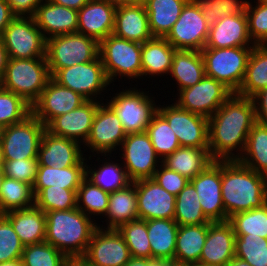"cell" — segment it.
Wrapping results in <instances>:
<instances>
[{"instance_id": "obj_1", "label": "cell", "mask_w": 267, "mask_h": 266, "mask_svg": "<svg viewBox=\"0 0 267 266\" xmlns=\"http://www.w3.org/2000/svg\"><path fill=\"white\" fill-rule=\"evenodd\" d=\"M208 122L211 157L214 160H238L256 123L254 103L251 98L233 93Z\"/></svg>"}, {"instance_id": "obj_2", "label": "cell", "mask_w": 267, "mask_h": 266, "mask_svg": "<svg viewBox=\"0 0 267 266\" xmlns=\"http://www.w3.org/2000/svg\"><path fill=\"white\" fill-rule=\"evenodd\" d=\"M221 192L227 221L234 214L267 203V176L238 160H221Z\"/></svg>"}, {"instance_id": "obj_3", "label": "cell", "mask_w": 267, "mask_h": 266, "mask_svg": "<svg viewBox=\"0 0 267 266\" xmlns=\"http://www.w3.org/2000/svg\"><path fill=\"white\" fill-rule=\"evenodd\" d=\"M45 215V242L66 257H83L98 227L97 220L91 219L78 208L49 211Z\"/></svg>"}, {"instance_id": "obj_4", "label": "cell", "mask_w": 267, "mask_h": 266, "mask_svg": "<svg viewBox=\"0 0 267 266\" xmlns=\"http://www.w3.org/2000/svg\"><path fill=\"white\" fill-rule=\"evenodd\" d=\"M50 78L46 58H8L0 86L21 96L32 106Z\"/></svg>"}, {"instance_id": "obj_5", "label": "cell", "mask_w": 267, "mask_h": 266, "mask_svg": "<svg viewBox=\"0 0 267 266\" xmlns=\"http://www.w3.org/2000/svg\"><path fill=\"white\" fill-rule=\"evenodd\" d=\"M142 44L110 34L99 42V57L110 83L124 77L140 79ZM135 78V79H134ZM115 80V81H114Z\"/></svg>"}, {"instance_id": "obj_6", "label": "cell", "mask_w": 267, "mask_h": 266, "mask_svg": "<svg viewBox=\"0 0 267 266\" xmlns=\"http://www.w3.org/2000/svg\"><path fill=\"white\" fill-rule=\"evenodd\" d=\"M99 57V42L81 33L46 39V60L50 76L57 70L88 63Z\"/></svg>"}, {"instance_id": "obj_7", "label": "cell", "mask_w": 267, "mask_h": 266, "mask_svg": "<svg viewBox=\"0 0 267 266\" xmlns=\"http://www.w3.org/2000/svg\"><path fill=\"white\" fill-rule=\"evenodd\" d=\"M252 49L253 47L203 48L201 54L205 75L236 93L243 82Z\"/></svg>"}, {"instance_id": "obj_8", "label": "cell", "mask_w": 267, "mask_h": 266, "mask_svg": "<svg viewBox=\"0 0 267 266\" xmlns=\"http://www.w3.org/2000/svg\"><path fill=\"white\" fill-rule=\"evenodd\" d=\"M46 126L32 113L23 121L0 129L3 160L37 159Z\"/></svg>"}, {"instance_id": "obj_9", "label": "cell", "mask_w": 267, "mask_h": 266, "mask_svg": "<svg viewBox=\"0 0 267 266\" xmlns=\"http://www.w3.org/2000/svg\"><path fill=\"white\" fill-rule=\"evenodd\" d=\"M149 91L137 88L123 89L109 99L107 104L115 111L126 134L144 132L153 116L158 112V105Z\"/></svg>"}, {"instance_id": "obj_10", "label": "cell", "mask_w": 267, "mask_h": 266, "mask_svg": "<svg viewBox=\"0 0 267 266\" xmlns=\"http://www.w3.org/2000/svg\"><path fill=\"white\" fill-rule=\"evenodd\" d=\"M8 58H46V38L33 17L16 16L1 36Z\"/></svg>"}, {"instance_id": "obj_11", "label": "cell", "mask_w": 267, "mask_h": 266, "mask_svg": "<svg viewBox=\"0 0 267 266\" xmlns=\"http://www.w3.org/2000/svg\"><path fill=\"white\" fill-rule=\"evenodd\" d=\"M51 78L59 85L79 93L86 100L96 101L111 84L100 57L82 64L57 70ZM98 97V98H97ZM97 98V99H96Z\"/></svg>"}, {"instance_id": "obj_12", "label": "cell", "mask_w": 267, "mask_h": 266, "mask_svg": "<svg viewBox=\"0 0 267 266\" xmlns=\"http://www.w3.org/2000/svg\"><path fill=\"white\" fill-rule=\"evenodd\" d=\"M118 148L122 150V165L131 182L153 178L162 163L146 131L127 134Z\"/></svg>"}, {"instance_id": "obj_13", "label": "cell", "mask_w": 267, "mask_h": 266, "mask_svg": "<svg viewBox=\"0 0 267 266\" xmlns=\"http://www.w3.org/2000/svg\"><path fill=\"white\" fill-rule=\"evenodd\" d=\"M162 106H158V112L169 123L181 147L209 148L208 118L180 108L175 101Z\"/></svg>"}, {"instance_id": "obj_14", "label": "cell", "mask_w": 267, "mask_h": 266, "mask_svg": "<svg viewBox=\"0 0 267 266\" xmlns=\"http://www.w3.org/2000/svg\"><path fill=\"white\" fill-rule=\"evenodd\" d=\"M209 26L199 6L189 0L181 15L164 37L175 49L201 51L207 42Z\"/></svg>"}, {"instance_id": "obj_15", "label": "cell", "mask_w": 267, "mask_h": 266, "mask_svg": "<svg viewBox=\"0 0 267 266\" xmlns=\"http://www.w3.org/2000/svg\"><path fill=\"white\" fill-rule=\"evenodd\" d=\"M176 104L194 114L210 118L233 94L224 84L214 78H204L194 86L178 92Z\"/></svg>"}, {"instance_id": "obj_16", "label": "cell", "mask_w": 267, "mask_h": 266, "mask_svg": "<svg viewBox=\"0 0 267 266\" xmlns=\"http://www.w3.org/2000/svg\"><path fill=\"white\" fill-rule=\"evenodd\" d=\"M102 227L99 224L94 231L83 258L90 266H125L131 255L123 236Z\"/></svg>"}, {"instance_id": "obj_17", "label": "cell", "mask_w": 267, "mask_h": 266, "mask_svg": "<svg viewBox=\"0 0 267 266\" xmlns=\"http://www.w3.org/2000/svg\"><path fill=\"white\" fill-rule=\"evenodd\" d=\"M122 123L115 111L107 104L101 103L95 113L90 135L85 146L96 154L110 156L112 151L117 150L126 138Z\"/></svg>"}, {"instance_id": "obj_18", "label": "cell", "mask_w": 267, "mask_h": 266, "mask_svg": "<svg viewBox=\"0 0 267 266\" xmlns=\"http://www.w3.org/2000/svg\"><path fill=\"white\" fill-rule=\"evenodd\" d=\"M85 101L79 93L50 78L39 98L32 104L31 113L47 126L57 116L74 110Z\"/></svg>"}, {"instance_id": "obj_19", "label": "cell", "mask_w": 267, "mask_h": 266, "mask_svg": "<svg viewBox=\"0 0 267 266\" xmlns=\"http://www.w3.org/2000/svg\"><path fill=\"white\" fill-rule=\"evenodd\" d=\"M190 181L195 187L206 218L210 222L226 221L221 192V160H215Z\"/></svg>"}, {"instance_id": "obj_20", "label": "cell", "mask_w": 267, "mask_h": 266, "mask_svg": "<svg viewBox=\"0 0 267 266\" xmlns=\"http://www.w3.org/2000/svg\"><path fill=\"white\" fill-rule=\"evenodd\" d=\"M141 220L174 219L176 196L152 178L134 181Z\"/></svg>"}, {"instance_id": "obj_21", "label": "cell", "mask_w": 267, "mask_h": 266, "mask_svg": "<svg viewBox=\"0 0 267 266\" xmlns=\"http://www.w3.org/2000/svg\"><path fill=\"white\" fill-rule=\"evenodd\" d=\"M100 101L86 100L74 110L57 116L47 126L46 130L52 135L65 137L85 144L88 139L95 113Z\"/></svg>"}, {"instance_id": "obj_22", "label": "cell", "mask_w": 267, "mask_h": 266, "mask_svg": "<svg viewBox=\"0 0 267 266\" xmlns=\"http://www.w3.org/2000/svg\"><path fill=\"white\" fill-rule=\"evenodd\" d=\"M81 145L75 140L55 136L45 130L38 151V165L56 169L87 165L88 159L84 157Z\"/></svg>"}, {"instance_id": "obj_23", "label": "cell", "mask_w": 267, "mask_h": 266, "mask_svg": "<svg viewBox=\"0 0 267 266\" xmlns=\"http://www.w3.org/2000/svg\"><path fill=\"white\" fill-rule=\"evenodd\" d=\"M235 233L232 224L210 222L199 265L226 266L235 257Z\"/></svg>"}, {"instance_id": "obj_24", "label": "cell", "mask_w": 267, "mask_h": 266, "mask_svg": "<svg viewBox=\"0 0 267 266\" xmlns=\"http://www.w3.org/2000/svg\"><path fill=\"white\" fill-rule=\"evenodd\" d=\"M116 7L110 0H89L78 11L77 32L98 42L107 38L114 30Z\"/></svg>"}, {"instance_id": "obj_25", "label": "cell", "mask_w": 267, "mask_h": 266, "mask_svg": "<svg viewBox=\"0 0 267 266\" xmlns=\"http://www.w3.org/2000/svg\"><path fill=\"white\" fill-rule=\"evenodd\" d=\"M248 32L245 11L241 14L225 16L209 27V35L204 48L254 47Z\"/></svg>"}, {"instance_id": "obj_26", "label": "cell", "mask_w": 267, "mask_h": 266, "mask_svg": "<svg viewBox=\"0 0 267 266\" xmlns=\"http://www.w3.org/2000/svg\"><path fill=\"white\" fill-rule=\"evenodd\" d=\"M37 27L46 39L76 33L78 11L43 0L33 16Z\"/></svg>"}, {"instance_id": "obj_27", "label": "cell", "mask_w": 267, "mask_h": 266, "mask_svg": "<svg viewBox=\"0 0 267 266\" xmlns=\"http://www.w3.org/2000/svg\"><path fill=\"white\" fill-rule=\"evenodd\" d=\"M112 34L141 44L151 39L153 35L144 5L117 6Z\"/></svg>"}, {"instance_id": "obj_28", "label": "cell", "mask_w": 267, "mask_h": 266, "mask_svg": "<svg viewBox=\"0 0 267 266\" xmlns=\"http://www.w3.org/2000/svg\"><path fill=\"white\" fill-rule=\"evenodd\" d=\"M24 246L45 242L46 215L35 205L3 214Z\"/></svg>"}, {"instance_id": "obj_29", "label": "cell", "mask_w": 267, "mask_h": 266, "mask_svg": "<svg viewBox=\"0 0 267 266\" xmlns=\"http://www.w3.org/2000/svg\"><path fill=\"white\" fill-rule=\"evenodd\" d=\"M107 217V228L118 230L122 225L139 219L136 185L131 182L126 187L110 193ZM109 219V220H108Z\"/></svg>"}, {"instance_id": "obj_30", "label": "cell", "mask_w": 267, "mask_h": 266, "mask_svg": "<svg viewBox=\"0 0 267 266\" xmlns=\"http://www.w3.org/2000/svg\"><path fill=\"white\" fill-rule=\"evenodd\" d=\"M175 48L164 37H152L142 44V76L151 77L169 74Z\"/></svg>"}, {"instance_id": "obj_31", "label": "cell", "mask_w": 267, "mask_h": 266, "mask_svg": "<svg viewBox=\"0 0 267 266\" xmlns=\"http://www.w3.org/2000/svg\"><path fill=\"white\" fill-rule=\"evenodd\" d=\"M208 233V224L178 226L174 260L179 266L199 264Z\"/></svg>"}, {"instance_id": "obj_32", "label": "cell", "mask_w": 267, "mask_h": 266, "mask_svg": "<svg viewBox=\"0 0 267 266\" xmlns=\"http://www.w3.org/2000/svg\"><path fill=\"white\" fill-rule=\"evenodd\" d=\"M175 78L178 92L194 86L205 76V65L201 51L176 49L169 72Z\"/></svg>"}, {"instance_id": "obj_33", "label": "cell", "mask_w": 267, "mask_h": 266, "mask_svg": "<svg viewBox=\"0 0 267 266\" xmlns=\"http://www.w3.org/2000/svg\"><path fill=\"white\" fill-rule=\"evenodd\" d=\"M215 160L211 157L209 148L179 147L168 155L162 163L189 180L203 172Z\"/></svg>"}, {"instance_id": "obj_34", "label": "cell", "mask_w": 267, "mask_h": 266, "mask_svg": "<svg viewBox=\"0 0 267 266\" xmlns=\"http://www.w3.org/2000/svg\"><path fill=\"white\" fill-rule=\"evenodd\" d=\"M151 259H174L178 224L174 219L146 220Z\"/></svg>"}, {"instance_id": "obj_35", "label": "cell", "mask_w": 267, "mask_h": 266, "mask_svg": "<svg viewBox=\"0 0 267 266\" xmlns=\"http://www.w3.org/2000/svg\"><path fill=\"white\" fill-rule=\"evenodd\" d=\"M85 177L86 165H74L63 169L38 165L37 177L33 185L34 196L43 188L50 186L78 190Z\"/></svg>"}, {"instance_id": "obj_36", "label": "cell", "mask_w": 267, "mask_h": 266, "mask_svg": "<svg viewBox=\"0 0 267 266\" xmlns=\"http://www.w3.org/2000/svg\"><path fill=\"white\" fill-rule=\"evenodd\" d=\"M189 0H147L144 4L153 37H165Z\"/></svg>"}, {"instance_id": "obj_37", "label": "cell", "mask_w": 267, "mask_h": 266, "mask_svg": "<svg viewBox=\"0 0 267 266\" xmlns=\"http://www.w3.org/2000/svg\"><path fill=\"white\" fill-rule=\"evenodd\" d=\"M264 88H267V45H255L247 61L243 82L235 94L251 98Z\"/></svg>"}, {"instance_id": "obj_38", "label": "cell", "mask_w": 267, "mask_h": 266, "mask_svg": "<svg viewBox=\"0 0 267 266\" xmlns=\"http://www.w3.org/2000/svg\"><path fill=\"white\" fill-rule=\"evenodd\" d=\"M238 161L267 176V125L256 122L248 134L245 150Z\"/></svg>"}, {"instance_id": "obj_39", "label": "cell", "mask_w": 267, "mask_h": 266, "mask_svg": "<svg viewBox=\"0 0 267 266\" xmlns=\"http://www.w3.org/2000/svg\"><path fill=\"white\" fill-rule=\"evenodd\" d=\"M101 156H103V158L106 157L107 159L105 158L102 161L101 166L99 165L97 169L95 167L93 168L92 165L91 167L86 165V177L90 181L109 193L123 189L131 183L126 174L125 168L123 165L121 166L122 163H115L112 160L110 162L108 154Z\"/></svg>"}, {"instance_id": "obj_40", "label": "cell", "mask_w": 267, "mask_h": 266, "mask_svg": "<svg viewBox=\"0 0 267 266\" xmlns=\"http://www.w3.org/2000/svg\"><path fill=\"white\" fill-rule=\"evenodd\" d=\"M174 220L179 226L209 224L191 181L176 196Z\"/></svg>"}, {"instance_id": "obj_41", "label": "cell", "mask_w": 267, "mask_h": 266, "mask_svg": "<svg viewBox=\"0 0 267 266\" xmlns=\"http://www.w3.org/2000/svg\"><path fill=\"white\" fill-rule=\"evenodd\" d=\"M35 205L33 186L4 177L0 193V214Z\"/></svg>"}, {"instance_id": "obj_42", "label": "cell", "mask_w": 267, "mask_h": 266, "mask_svg": "<svg viewBox=\"0 0 267 266\" xmlns=\"http://www.w3.org/2000/svg\"><path fill=\"white\" fill-rule=\"evenodd\" d=\"M109 196V192L104 191L85 177L76 193L77 208L90 218L92 215L105 216L108 210Z\"/></svg>"}, {"instance_id": "obj_43", "label": "cell", "mask_w": 267, "mask_h": 266, "mask_svg": "<svg viewBox=\"0 0 267 266\" xmlns=\"http://www.w3.org/2000/svg\"><path fill=\"white\" fill-rule=\"evenodd\" d=\"M146 132L150 137L157 156L161 160H164L168 155H171L181 147L169 123L159 112L153 116Z\"/></svg>"}, {"instance_id": "obj_44", "label": "cell", "mask_w": 267, "mask_h": 266, "mask_svg": "<svg viewBox=\"0 0 267 266\" xmlns=\"http://www.w3.org/2000/svg\"><path fill=\"white\" fill-rule=\"evenodd\" d=\"M228 221L235 235L260 236L267 239V203L262 207L232 215Z\"/></svg>"}, {"instance_id": "obj_45", "label": "cell", "mask_w": 267, "mask_h": 266, "mask_svg": "<svg viewBox=\"0 0 267 266\" xmlns=\"http://www.w3.org/2000/svg\"><path fill=\"white\" fill-rule=\"evenodd\" d=\"M118 231L123 236L131 257L151 259L146 220L130 221L122 225Z\"/></svg>"}, {"instance_id": "obj_46", "label": "cell", "mask_w": 267, "mask_h": 266, "mask_svg": "<svg viewBox=\"0 0 267 266\" xmlns=\"http://www.w3.org/2000/svg\"><path fill=\"white\" fill-rule=\"evenodd\" d=\"M31 114V105L0 86V129L19 123Z\"/></svg>"}, {"instance_id": "obj_47", "label": "cell", "mask_w": 267, "mask_h": 266, "mask_svg": "<svg viewBox=\"0 0 267 266\" xmlns=\"http://www.w3.org/2000/svg\"><path fill=\"white\" fill-rule=\"evenodd\" d=\"M77 190L50 186L43 188L35 196V206L44 213L56 210H70L77 208Z\"/></svg>"}, {"instance_id": "obj_48", "label": "cell", "mask_w": 267, "mask_h": 266, "mask_svg": "<svg viewBox=\"0 0 267 266\" xmlns=\"http://www.w3.org/2000/svg\"><path fill=\"white\" fill-rule=\"evenodd\" d=\"M235 256L251 266H267V239L260 236L235 235Z\"/></svg>"}, {"instance_id": "obj_49", "label": "cell", "mask_w": 267, "mask_h": 266, "mask_svg": "<svg viewBox=\"0 0 267 266\" xmlns=\"http://www.w3.org/2000/svg\"><path fill=\"white\" fill-rule=\"evenodd\" d=\"M67 257L47 242L24 246L23 266H62Z\"/></svg>"}, {"instance_id": "obj_50", "label": "cell", "mask_w": 267, "mask_h": 266, "mask_svg": "<svg viewBox=\"0 0 267 266\" xmlns=\"http://www.w3.org/2000/svg\"><path fill=\"white\" fill-rule=\"evenodd\" d=\"M199 6L209 27L225 16L241 14L245 11L247 0H194Z\"/></svg>"}, {"instance_id": "obj_51", "label": "cell", "mask_w": 267, "mask_h": 266, "mask_svg": "<svg viewBox=\"0 0 267 266\" xmlns=\"http://www.w3.org/2000/svg\"><path fill=\"white\" fill-rule=\"evenodd\" d=\"M254 3L249 0L245 7L249 36L255 45H267V3Z\"/></svg>"}, {"instance_id": "obj_52", "label": "cell", "mask_w": 267, "mask_h": 266, "mask_svg": "<svg viewBox=\"0 0 267 266\" xmlns=\"http://www.w3.org/2000/svg\"><path fill=\"white\" fill-rule=\"evenodd\" d=\"M24 245L10 221L0 214V263L21 259Z\"/></svg>"}, {"instance_id": "obj_53", "label": "cell", "mask_w": 267, "mask_h": 266, "mask_svg": "<svg viewBox=\"0 0 267 266\" xmlns=\"http://www.w3.org/2000/svg\"><path fill=\"white\" fill-rule=\"evenodd\" d=\"M2 169L6 177L33 186L37 177L38 159L3 160Z\"/></svg>"}, {"instance_id": "obj_54", "label": "cell", "mask_w": 267, "mask_h": 266, "mask_svg": "<svg viewBox=\"0 0 267 266\" xmlns=\"http://www.w3.org/2000/svg\"><path fill=\"white\" fill-rule=\"evenodd\" d=\"M159 167L152 179L167 192L177 196L190 180L176 171L167 168L163 163Z\"/></svg>"}, {"instance_id": "obj_55", "label": "cell", "mask_w": 267, "mask_h": 266, "mask_svg": "<svg viewBox=\"0 0 267 266\" xmlns=\"http://www.w3.org/2000/svg\"><path fill=\"white\" fill-rule=\"evenodd\" d=\"M15 16L33 17L43 0H5Z\"/></svg>"}, {"instance_id": "obj_56", "label": "cell", "mask_w": 267, "mask_h": 266, "mask_svg": "<svg viewBox=\"0 0 267 266\" xmlns=\"http://www.w3.org/2000/svg\"><path fill=\"white\" fill-rule=\"evenodd\" d=\"M251 99L254 103L256 122L267 125V88L258 91Z\"/></svg>"}, {"instance_id": "obj_57", "label": "cell", "mask_w": 267, "mask_h": 266, "mask_svg": "<svg viewBox=\"0 0 267 266\" xmlns=\"http://www.w3.org/2000/svg\"><path fill=\"white\" fill-rule=\"evenodd\" d=\"M15 17L9 4L5 0H0V37L5 28Z\"/></svg>"}, {"instance_id": "obj_58", "label": "cell", "mask_w": 267, "mask_h": 266, "mask_svg": "<svg viewBox=\"0 0 267 266\" xmlns=\"http://www.w3.org/2000/svg\"><path fill=\"white\" fill-rule=\"evenodd\" d=\"M54 4L79 11L89 0H48Z\"/></svg>"}, {"instance_id": "obj_59", "label": "cell", "mask_w": 267, "mask_h": 266, "mask_svg": "<svg viewBox=\"0 0 267 266\" xmlns=\"http://www.w3.org/2000/svg\"><path fill=\"white\" fill-rule=\"evenodd\" d=\"M8 61L7 50L4 47L3 41L0 37V79L3 77Z\"/></svg>"}, {"instance_id": "obj_60", "label": "cell", "mask_w": 267, "mask_h": 266, "mask_svg": "<svg viewBox=\"0 0 267 266\" xmlns=\"http://www.w3.org/2000/svg\"><path fill=\"white\" fill-rule=\"evenodd\" d=\"M62 266H90L83 257H67Z\"/></svg>"}, {"instance_id": "obj_61", "label": "cell", "mask_w": 267, "mask_h": 266, "mask_svg": "<svg viewBox=\"0 0 267 266\" xmlns=\"http://www.w3.org/2000/svg\"><path fill=\"white\" fill-rule=\"evenodd\" d=\"M153 259L133 258L125 266H152Z\"/></svg>"}, {"instance_id": "obj_62", "label": "cell", "mask_w": 267, "mask_h": 266, "mask_svg": "<svg viewBox=\"0 0 267 266\" xmlns=\"http://www.w3.org/2000/svg\"><path fill=\"white\" fill-rule=\"evenodd\" d=\"M114 5H144L147 0H110Z\"/></svg>"}, {"instance_id": "obj_63", "label": "cell", "mask_w": 267, "mask_h": 266, "mask_svg": "<svg viewBox=\"0 0 267 266\" xmlns=\"http://www.w3.org/2000/svg\"><path fill=\"white\" fill-rule=\"evenodd\" d=\"M152 266H179L174 259L153 260Z\"/></svg>"}, {"instance_id": "obj_64", "label": "cell", "mask_w": 267, "mask_h": 266, "mask_svg": "<svg viewBox=\"0 0 267 266\" xmlns=\"http://www.w3.org/2000/svg\"><path fill=\"white\" fill-rule=\"evenodd\" d=\"M226 266H251V265L246 261L235 256Z\"/></svg>"}, {"instance_id": "obj_65", "label": "cell", "mask_w": 267, "mask_h": 266, "mask_svg": "<svg viewBox=\"0 0 267 266\" xmlns=\"http://www.w3.org/2000/svg\"><path fill=\"white\" fill-rule=\"evenodd\" d=\"M0 266H23L21 259H15L12 261L2 262Z\"/></svg>"}, {"instance_id": "obj_66", "label": "cell", "mask_w": 267, "mask_h": 266, "mask_svg": "<svg viewBox=\"0 0 267 266\" xmlns=\"http://www.w3.org/2000/svg\"><path fill=\"white\" fill-rule=\"evenodd\" d=\"M5 175L3 172L2 167L0 168V193H1V188H2V183H3V179H4Z\"/></svg>"}, {"instance_id": "obj_67", "label": "cell", "mask_w": 267, "mask_h": 266, "mask_svg": "<svg viewBox=\"0 0 267 266\" xmlns=\"http://www.w3.org/2000/svg\"><path fill=\"white\" fill-rule=\"evenodd\" d=\"M3 159H2V152H1V145H0V168L2 167Z\"/></svg>"}, {"instance_id": "obj_68", "label": "cell", "mask_w": 267, "mask_h": 266, "mask_svg": "<svg viewBox=\"0 0 267 266\" xmlns=\"http://www.w3.org/2000/svg\"><path fill=\"white\" fill-rule=\"evenodd\" d=\"M256 1H260V2H263V3H267V0H256Z\"/></svg>"}]
</instances>
